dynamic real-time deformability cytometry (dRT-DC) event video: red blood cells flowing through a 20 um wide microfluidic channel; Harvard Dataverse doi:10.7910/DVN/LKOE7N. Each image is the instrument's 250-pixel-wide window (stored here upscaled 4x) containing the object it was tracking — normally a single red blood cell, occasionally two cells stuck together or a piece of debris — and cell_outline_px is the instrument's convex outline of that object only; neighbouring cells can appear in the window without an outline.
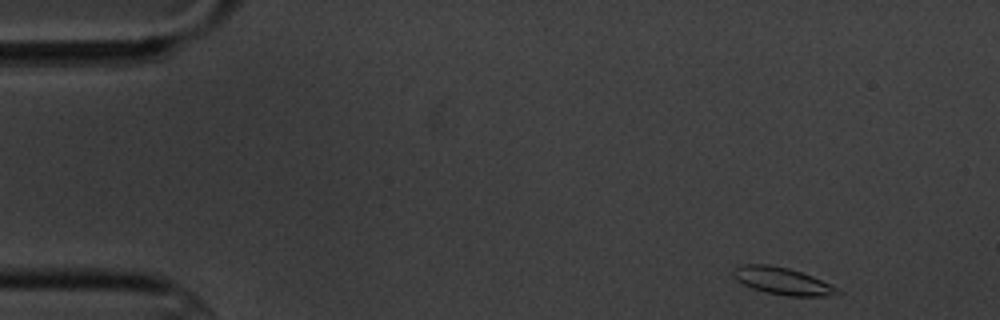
{"species": "common noctule bat (a hibernating species)", "species_latin": "Nyctalus noctula", "temperature_condition": "cold", "stored_images_in_passage": 8, "camera_frame_rate_fps": 3000, "um_per_image_px": 0.085, "animal": {"sex": "male", "body_mass_g": 20.1, "forearm_length_mm": 53.5}, "frame": {"image": 1, "passage_image": 1, "time_ms": 0.0, "image_size_px": [1000, 320], "cell_outline_px": [[844, 292], [828, 296], [788, 296], [764, 292], [752, 288], [736, 280], [732, 276], [732, 268], [744, 264], [768, 264], [788, 268], [812, 276], [832, 284], [840, 288]], "centroid_in_image_um": [66.52, 23.89], "position_along_channel_um": 18.5, "area_um2": 16.7}}
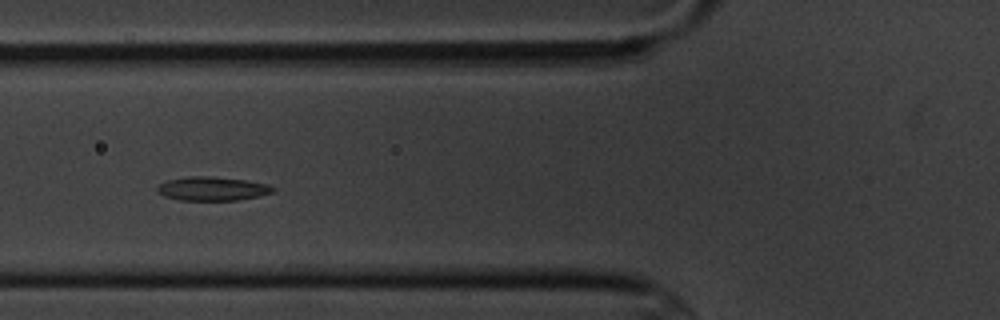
{"frame": {"image": 2, "passage_image": 5, "time_ms": 5.333, "image_size_px": [1000, 320], "cell_outline_px": [[276, 192], [240, 200], [180, 200], [164, 196], [156, 188], [160, 184], [168, 180], [188, 176], [208, 176], [244, 180], [268, 184], [276, 188]], "centroid_in_image_um": [18.1, 16.04], "position_along_channel_um": 107.7, "area_um2": 16.01}}
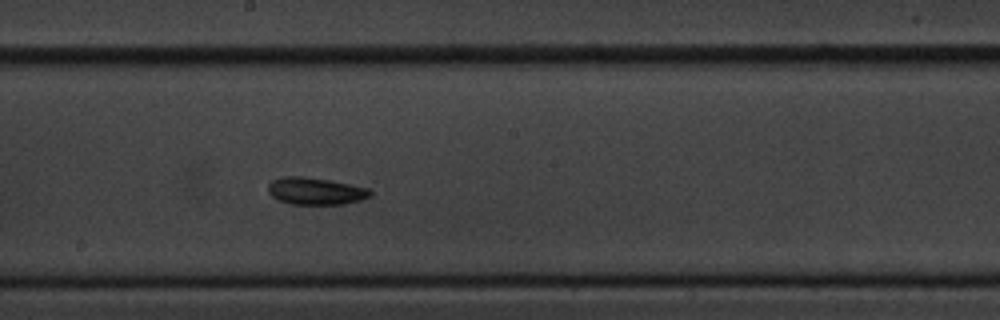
{"frame": {"image": 3, "passage_image": 8, "time_ms": 8.667, "image_size_px": [1000, 320], "cell_outline_px": [[372, 196], [360, 200], [344, 204], [288, 204], [276, 200], [268, 192], [268, 184], [272, 180], [284, 176], [304, 176], [328, 180], [368, 188], [372, 192]], "centroid_in_image_um": [26.79, 16.25], "position_along_channel_um": 221.4, "area_um2": 16.24}}